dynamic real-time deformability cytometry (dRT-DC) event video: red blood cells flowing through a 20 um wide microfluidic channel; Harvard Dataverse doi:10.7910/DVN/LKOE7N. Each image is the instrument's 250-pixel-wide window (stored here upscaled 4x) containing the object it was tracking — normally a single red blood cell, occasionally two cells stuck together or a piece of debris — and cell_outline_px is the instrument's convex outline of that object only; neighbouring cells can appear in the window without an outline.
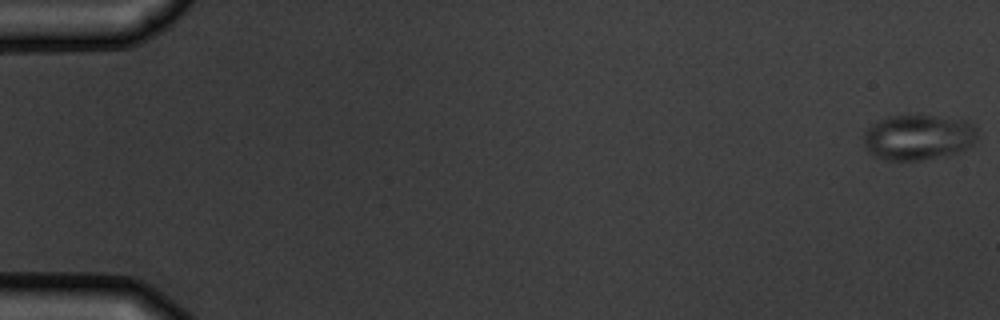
{"species": "common noctule bat (a hibernating species)", "species_latin": "Nyctalus noctula", "temperature_condition": "warm", "stored_images_in_passage": 6, "camera_frame_rate_fps": 3000, "um_per_image_px": 0.085, "animal": {"sex": "male", "body_mass_g": 19.5, "forearm_length_mm": 54.6}, "frame": {"image": 1, "passage_image": 1, "time_ms": 0.0, "image_size_px": [1000, 320], "cell_outline_px": [[976, 140], [968, 148], [948, 156], [920, 160], [884, 160], [872, 156], [868, 152], [864, 144], [864, 132], [872, 124], [888, 116], [932, 116], [968, 120], [976, 124]], "centroid_in_image_um": [78.07, 11.68], "position_along_channel_um": 6.9, "area_um2": 30.4}}